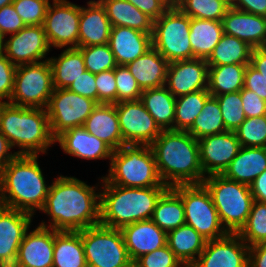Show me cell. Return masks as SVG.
Masks as SVG:
<instances>
[{
	"instance_id": "1",
	"label": "cell",
	"mask_w": 266,
	"mask_h": 267,
	"mask_svg": "<svg viewBox=\"0 0 266 267\" xmlns=\"http://www.w3.org/2000/svg\"><path fill=\"white\" fill-rule=\"evenodd\" d=\"M96 185H88L75 176L56 177L40 210L49 216V224L42 220L38 225L56 231H81L98 225L101 179Z\"/></svg>"
},
{
	"instance_id": "2",
	"label": "cell",
	"mask_w": 266,
	"mask_h": 267,
	"mask_svg": "<svg viewBox=\"0 0 266 267\" xmlns=\"http://www.w3.org/2000/svg\"><path fill=\"white\" fill-rule=\"evenodd\" d=\"M156 168L163 184H202V171L198 140L187 131L162 130L150 145Z\"/></svg>"
},
{
	"instance_id": "3",
	"label": "cell",
	"mask_w": 266,
	"mask_h": 267,
	"mask_svg": "<svg viewBox=\"0 0 266 267\" xmlns=\"http://www.w3.org/2000/svg\"><path fill=\"white\" fill-rule=\"evenodd\" d=\"M38 155H16L0 172V205L36 215L44 207L46 183Z\"/></svg>"
},
{
	"instance_id": "4",
	"label": "cell",
	"mask_w": 266,
	"mask_h": 267,
	"mask_svg": "<svg viewBox=\"0 0 266 267\" xmlns=\"http://www.w3.org/2000/svg\"><path fill=\"white\" fill-rule=\"evenodd\" d=\"M169 187L132 188L107 183L101 177L99 224L121 229L152 218L161 195Z\"/></svg>"
},
{
	"instance_id": "5",
	"label": "cell",
	"mask_w": 266,
	"mask_h": 267,
	"mask_svg": "<svg viewBox=\"0 0 266 267\" xmlns=\"http://www.w3.org/2000/svg\"><path fill=\"white\" fill-rule=\"evenodd\" d=\"M0 132L17 155H46L55 144L44 108L0 103Z\"/></svg>"
},
{
	"instance_id": "6",
	"label": "cell",
	"mask_w": 266,
	"mask_h": 267,
	"mask_svg": "<svg viewBox=\"0 0 266 267\" xmlns=\"http://www.w3.org/2000/svg\"><path fill=\"white\" fill-rule=\"evenodd\" d=\"M108 174L102 176L107 182L123 187H168L159 177L155 157L150 145H123L114 150Z\"/></svg>"
},
{
	"instance_id": "7",
	"label": "cell",
	"mask_w": 266,
	"mask_h": 267,
	"mask_svg": "<svg viewBox=\"0 0 266 267\" xmlns=\"http://www.w3.org/2000/svg\"><path fill=\"white\" fill-rule=\"evenodd\" d=\"M220 221L228 233H238L245 225L254 201L250 186L226 178L222 174L205 177Z\"/></svg>"
},
{
	"instance_id": "8",
	"label": "cell",
	"mask_w": 266,
	"mask_h": 267,
	"mask_svg": "<svg viewBox=\"0 0 266 267\" xmlns=\"http://www.w3.org/2000/svg\"><path fill=\"white\" fill-rule=\"evenodd\" d=\"M189 32L190 17L178 7H169L153 21L152 46L169 63L194 59Z\"/></svg>"
},
{
	"instance_id": "9",
	"label": "cell",
	"mask_w": 266,
	"mask_h": 267,
	"mask_svg": "<svg viewBox=\"0 0 266 267\" xmlns=\"http://www.w3.org/2000/svg\"><path fill=\"white\" fill-rule=\"evenodd\" d=\"M182 198L185 224L193 227L207 241L224 237L223 227L209 190L202 184L172 187Z\"/></svg>"
},
{
	"instance_id": "10",
	"label": "cell",
	"mask_w": 266,
	"mask_h": 267,
	"mask_svg": "<svg viewBox=\"0 0 266 267\" xmlns=\"http://www.w3.org/2000/svg\"><path fill=\"white\" fill-rule=\"evenodd\" d=\"M79 233L88 267H126L133 262L120 229L98 224Z\"/></svg>"
},
{
	"instance_id": "11",
	"label": "cell",
	"mask_w": 266,
	"mask_h": 267,
	"mask_svg": "<svg viewBox=\"0 0 266 267\" xmlns=\"http://www.w3.org/2000/svg\"><path fill=\"white\" fill-rule=\"evenodd\" d=\"M54 92L49 60L18 65L9 103L15 106L46 109Z\"/></svg>"
},
{
	"instance_id": "12",
	"label": "cell",
	"mask_w": 266,
	"mask_h": 267,
	"mask_svg": "<svg viewBox=\"0 0 266 267\" xmlns=\"http://www.w3.org/2000/svg\"><path fill=\"white\" fill-rule=\"evenodd\" d=\"M97 104L68 88L54 89L46 107L52 136L56 138L70 128L83 126Z\"/></svg>"
},
{
	"instance_id": "13",
	"label": "cell",
	"mask_w": 266,
	"mask_h": 267,
	"mask_svg": "<svg viewBox=\"0 0 266 267\" xmlns=\"http://www.w3.org/2000/svg\"><path fill=\"white\" fill-rule=\"evenodd\" d=\"M81 6L68 0H52L45 20L44 31L50 48H78Z\"/></svg>"
},
{
	"instance_id": "14",
	"label": "cell",
	"mask_w": 266,
	"mask_h": 267,
	"mask_svg": "<svg viewBox=\"0 0 266 267\" xmlns=\"http://www.w3.org/2000/svg\"><path fill=\"white\" fill-rule=\"evenodd\" d=\"M114 105L123 145H151L160 135L162 130L140 99L121 101Z\"/></svg>"
},
{
	"instance_id": "15",
	"label": "cell",
	"mask_w": 266,
	"mask_h": 267,
	"mask_svg": "<svg viewBox=\"0 0 266 267\" xmlns=\"http://www.w3.org/2000/svg\"><path fill=\"white\" fill-rule=\"evenodd\" d=\"M50 51L43 25L25 26L3 41L4 54L16 66L49 60Z\"/></svg>"
},
{
	"instance_id": "16",
	"label": "cell",
	"mask_w": 266,
	"mask_h": 267,
	"mask_svg": "<svg viewBox=\"0 0 266 267\" xmlns=\"http://www.w3.org/2000/svg\"><path fill=\"white\" fill-rule=\"evenodd\" d=\"M249 246L237 233L206 241L195 267H248Z\"/></svg>"
},
{
	"instance_id": "17",
	"label": "cell",
	"mask_w": 266,
	"mask_h": 267,
	"mask_svg": "<svg viewBox=\"0 0 266 267\" xmlns=\"http://www.w3.org/2000/svg\"><path fill=\"white\" fill-rule=\"evenodd\" d=\"M198 144L205 177L223 174L241 148L235 132L232 131L202 137L198 139Z\"/></svg>"
},
{
	"instance_id": "18",
	"label": "cell",
	"mask_w": 266,
	"mask_h": 267,
	"mask_svg": "<svg viewBox=\"0 0 266 267\" xmlns=\"http://www.w3.org/2000/svg\"><path fill=\"white\" fill-rule=\"evenodd\" d=\"M34 215L0 205V265L13 267L18 248L31 228Z\"/></svg>"
},
{
	"instance_id": "19",
	"label": "cell",
	"mask_w": 266,
	"mask_h": 267,
	"mask_svg": "<svg viewBox=\"0 0 266 267\" xmlns=\"http://www.w3.org/2000/svg\"><path fill=\"white\" fill-rule=\"evenodd\" d=\"M206 59L194 58L170 62L165 87L177 98L208 87Z\"/></svg>"
},
{
	"instance_id": "20",
	"label": "cell",
	"mask_w": 266,
	"mask_h": 267,
	"mask_svg": "<svg viewBox=\"0 0 266 267\" xmlns=\"http://www.w3.org/2000/svg\"><path fill=\"white\" fill-rule=\"evenodd\" d=\"M53 251L54 229L38 225L25 233L13 267H52Z\"/></svg>"
},
{
	"instance_id": "21",
	"label": "cell",
	"mask_w": 266,
	"mask_h": 267,
	"mask_svg": "<svg viewBox=\"0 0 266 267\" xmlns=\"http://www.w3.org/2000/svg\"><path fill=\"white\" fill-rule=\"evenodd\" d=\"M64 154L84 160H110L113 149L85 130L83 126L70 128L55 138Z\"/></svg>"
},
{
	"instance_id": "22",
	"label": "cell",
	"mask_w": 266,
	"mask_h": 267,
	"mask_svg": "<svg viewBox=\"0 0 266 267\" xmlns=\"http://www.w3.org/2000/svg\"><path fill=\"white\" fill-rule=\"evenodd\" d=\"M222 26L224 34L237 37L252 48L266 47V17L229 7Z\"/></svg>"
},
{
	"instance_id": "23",
	"label": "cell",
	"mask_w": 266,
	"mask_h": 267,
	"mask_svg": "<svg viewBox=\"0 0 266 267\" xmlns=\"http://www.w3.org/2000/svg\"><path fill=\"white\" fill-rule=\"evenodd\" d=\"M120 230L133 262L141 255L153 252L167 244V233L151 219L126 225Z\"/></svg>"
},
{
	"instance_id": "24",
	"label": "cell",
	"mask_w": 266,
	"mask_h": 267,
	"mask_svg": "<svg viewBox=\"0 0 266 267\" xmlns=\"http://www.w3.org/2000/svg\"><path fill=\"white\" fill-rule=\"evenodd\" d=\"M81 6L78 47L108 44L112 25L99 0H89Z\"/></svg>"
},
{
	"instance_id": "25",
	"label": "cell",
	"mask_w": 266,
	"mask_h": 267,
	"mask_svg": "<svg viewBox=\"0 0 266 267\" xmlns=\"http://www.w3.org/2000/svg\"><path fill=\"white\" fill-rule=\"evenodd\" d=\"M108 44L117 65H127L152 47V34L125 26H112Z\"/></svg>"
},
{
	"instance_id": "26",
	"label": "cell",
	"mask_w": 266,
	"mask_h": 267,
	"mask_svg": "<svg viewBox=\"0 0 266 267\" xmlns=\"http://www.w3.org/2000/svg\"><path fill=\"white\" fill-rule=\"evenodd\" d=\"M83 127L113 150H118L123 146L117 109L114 104H97L87 117Z\"/></svg>"
},
{
	"instance_id": "27",
	"label": "cell",
	"mask_w": 266,
	"mask_h": 267,
	"mask_svg": "<svg viewBox=\"0 0 266 267\" xmlns=\"http://www.w3.org/2000/svg\"><path fill=\"white\" fill-rule=\"evenodd\" d=\"M168 65L169 62L152 46L126 66L143 91L165 86Z\"/></svg>"
},
{
	"instance_id": "28",
	"label": "cell",
	"mask_w": 266,
	"mask_h": 267,
	"mask_svg": "<svg viewBox=\"0 0 266 267\" xmlns=\"http://www.w3.org/2000/svg\"><path fill=\"white\" fill-rule=\"evenodd\" d=\"M265 170L266 147H241L222 175L250 186Z\"/></svg>"
},
{
	"instance_id": "29",
	"label": "cell",
	"mask_w": 266,
	"mask_h": 267,
	"mask_svg": "<svg viewBox=\"0 0 266 267\" xmlns=\"http://www.w3.org/2000/svg\"><path fill=\"white\" fill-rule=\"evenodd\" d=\"M52 267H88L79 231L54 230Z\"/></svg>"
},
{
	"instance_id": "30",
	"label": "cell",
	"mask_w": 266,
	"mask_h": 267,
	"mask_svg": "<svg viewBox=\"0 0 266 267\" xmlns=\"http://www.w3.org/2000/svg\"><path fill=\"white\" fill-rule=\"evenodd\" d=\"M206 239L186 224L167 232L166 243L183 265L194 264L204 250Z\"/></svg>"
},
{
	"instance_id": "31",
	"label": "cell",
	"mask_w": 266,
	"mask_h": 267,
	"mask_svg": "<svg viewBox=\"0 0 266 267\" xmlns=\"http://www.w3.org/2000/svg\"><path fill=\"white\" fill-rule=\"evenodd\" d=\"M112 26H125L153 33V20L127 0H99Z\"/></svg>"
},
{
	"instance_id": "32",
	"label": "cell",
	"mask_w": 266,
	"mask_h": 267,
	"mask_svg": "<svg viewBox=\"0 0 266 267\" xmlns=\"http://www.w3.org/2000/svg\"><path fill=\"white\" fill-rule=\"evenodd\" d=\"M140 100L161 130H173L176 97L165 86L143 90Z\"/></svg>"
},
{
	"instance_id": "33",
	"label": "cell",
	"mask_w": 266,
	"mask_h": 267,
	"mask_svg": "<svg viewBox=\"0 0 266 267\" xmlns=\"http://www.w3.org/2000/svg\"><path fill=\"white\" fill-rule=\"evenodd\" d=\"M222 21L190 18V44L195 58L207 59L223 35Z\"/></svg>"
},
{
	"instance_id": "34",
	"label": "cell",
	"mask_w": 266,
	"mask_h": 267,
	"mask_svg": "<svg viewBox=\"0 0 266 267\" xmlns=\"http://www.w3.org/2000/svg\"><path fill=\"white\" fill-rule=\"evenodd\" d=\"M54 89L68 86L86 70L83 54L78 48H63L58 57H49Z\"/></svg>"
},
{
	"instance_id": "35",
	"label": "cell",
	"mask_w": 266,
	"mask_h": 267,
	"mask_svg": "<svg viewBox=\"0 0 266 267\" xmlns=\"http://www.w3.org/2000/svg\"><path fill=\"white\" fill-rule=\"evenodd\" d=\"M151 220L166 233L185 224L182 198L172 187L157 201Z\"/></svg>"
},
{
	"instance_id": "36",
	"label": "cell",
	"mask_w": 266,
	"mask_h": 267,
	"mask_svg": "<svg viewBox=\"0 0 266 267\" xmlns=\"http://www.w3.org/2000/svg\"><path fill=\"white\" fill-rule=\"evenodd\" d=\"M248 64L209 66L207 90L211 96L240 91L244 87Z\"/></svg>"
},
{
	"instance_id": "37",
	"label": "cell",
	"mask_w": 266,
	"mask_h": 267,
	"mask_svg": "<svg viewBox=\"0 0 266 267\" xmlns=\"http://www.w3.org/2000/svg\"><path fill=\"white\" fill-rule=\"evenodd\" d=\"M253 48L245 41L232 35L223 34L210 56L208 66L226 64H250Z\"/></svg>"
},
{
	"instance_id": "38",
	"label": "cell",
	"mask_w": 266,
	"mask_h": 267,
	"mask_svg": "<svg viewBox=\"0 0 266 267\" xmlns=\"http://www.w3.org/2000/svg\"><path fill=\"white\" fill-rule=\"evenodd\" d=\"M211 96L207 89L176 98L173 130L188 131Z\"/></svg>"
},
{
	"instance_id": "39",
	"label": "cell",
	"mask_w": 266,
	"mask_h": 267,
	"mask_svg": "<svg viewBox=\"0 0 266 267\" xmlns=\"http://www.w3.org/2000/svg\"><path fill=\"white\" fill-rule=\"evenodd\" d=\"M187 132L197 140L208 135L226 132L219 102L215 96H210L206 100L201 113Z\"/></svg>"
},
{
	"instance_id": "40",
	"label": "cell",
	"mask_w": 266,
	"mask_h": 267,
	"mask_svg": "<svg viewBox=\"0 0 266 267\" xmlns=\"http://www.w3.org/2000/svg\"><path fill=\"white\" fill-rule=\"evenodd\" d=\"M237 234L249 247L266 243V203L253 201L247 221Z\"/></svg>"
},
{
	"instance_id": "41",
	"label": "cell",
	"mask_w": 266,
	"mask_h": 267,
	"mask_svg": "<svg viewBox=\"0 0 266 267\" xmlns=\"http://www.w3.org/2000/svg\"><path fill=\"white\" fill-rule=\"evenodd\" d=\"M190 18L222 21L229 6L223 0H179L177 6Z\"/></svg>"
},
{
	"instance_id": "42",
	"label": "cell",
	"mask_w": 266,
	"mask_h": 267,
	"mask_svg": "<svg viewBox=\"0 0 266 267\" xmlns=\"http://www.w3.org/2000/svg\"><path fill=\"white\" fill-rule=\"evenodd\" d=\"M83 54L86 70L97 74L117 67L115 57L109 44L78 47Z\"/></svg>"
},
{
	"instance_id": "43",
	"label": "cell",
	"mask_w": 266,
	"mask_h": 267,
	"mask_svg": "<svg viewBox=\"0 0 266 267\" xmlns=\"http://www.w3.org/2000/svg\"><path fill=\"white\" fill-rule=\"evenodd\" d=\"M234 132L241 147H266V115L246 118Z\"/></svg>"
},
{
	"instance_id": "44",
	"label": "cell",
	"mask_w": 266,
	"mask_h": 267,
	"mask_svg": "<svg viewBox=\"0 0 266 267\" xmlns=\"http://www.w3.org/2000/svg\"><path fill=\"white\" fill-rule=\"evenodd\" d=\"M215 97L219 102L226 131L234 132L246 119L242 108L241 90Z\"/></svg>"
},
{
	"instance_id": "45",
	"label": "cell",
	"mask_w": 266,
	"mask_h": 267,
	"mask_svg": "<svg viewBox=\"0 0 266 267\" xmlns=\"http://www.w3.org/2000/svg\"><path fill=\"white\" fill-rule=\"evenodd\" d=\"M52 0H13L15 11L26 26L43 25Z\"/></svg>"
},
{
	"instance_id": "46",
	"label": "cell",
	"mask_w": 266,
	"mask_h": 267,
	"mask_svg": "<svg viewBox=\"0 0 266 267\" xmlns=\"http://www.w3.org/2000/svg\"><path fill=\"white\" fill-rule=\"evenodd\" d=\"M115 80L117 87V103L121 101L139 100L142 89L126 65H117L115 68Z\"/></svg>"
},
{
	"instance_id": "47",
	"label": "cell",
	"mask_w": 266,
	"mask_h": 267,
	"mask_svg": "<svg viewBox=\"0 0 266 267\" xmlns=\"http://www.w3.org/2000/svg\"><path fill=\"white\" fill-rule=\"evenodd\" d=\"M134 263L137 267H182L183 264L176 257L174 252L165 246L154 250L153 252L146 253L137 258Z\"/></svg>"
},
{
	"instance_id": "48",
	"label": "cell",
	"mask_w": 266,
	"mask_h": 267,
	"mask_svg": "<svg viewBox=\"0 0 266 267\" xmlns=\"http://www.w3.org/2000/svg\"><path fill=\"white\" fill-rule=\"evenodd\" d=\"M95 82L98 91V104L117 103L115 69L95 74Z\"/></svg>"
},
{
	"instance_id": "49",
	"label": "cell",
	"mask_w": 266,
	"mask_h": 267,
	"mask_svg": "<svg viewBox=\"0 0 266 267\" xmlns=\"http://www.w3.org/2000/svg\"><path fill=\"white\" fill-rule=\"evenodd\" d=\"M17 66L0 52V103H9L14 89Z\"/></svg>"
},
{
	"instance_id": "50",
	"label": "cell",
	"mask_w": 266,
	"mask_h": 267,
	"mask_svg": "<svg viewBox=\"0 0 266 267\" xmlns=\"http://www.w3.org/2000/svg\"><path fill=\"white\" fill-rule=\"evenodd\" d=\"M25 26L12 4L0 9V34L3 38L19 32Z\"/></svg>"
},
{
	"instance_id": "51",
	"label": "cell",
	"mask_w": 266,
	"mask_h": 267,
	"mask_svg": "<svg viewBox=\"0 0 266 267\" xmlns=\"http://www.w3.org/2000/svg\"><path fill=\"white\" fill-rule=\"evenodd\" d=\"M68 89L76 94L88 97L98 103V91L95 82V74L85 70L81 76L75 79Z\"/></svg>"
},
{
	"instance_id": "52",
	"label": "cell",
	"mask_w": 266,
	"mask_h": 267,
	"mask_svg": "<svg viewBox=\"0 0 266 267\" xmlns=\"http://www.w3.org/2000/svg\"><path fill=\"white\" fill-rule=\"evenodd\" d=\"M242 108L246 118L266 115V101L244 87L241 89Z\"/></svg>"
},
{
	"instance_id": "53",
	"label": "cell",
	"mask_w": 266,
	"mask_h": 267,
	"mask_svg": "<svg viewBox=\"0 0 266 267\" xmlns=\"http://www.w3.org/2000/svg\"><path fill=\"white\" fill-rule=\"evenodd\" d=\"M244 88L256 92L259 97L266 101V80L250 64L246 66Z\"/></svg>"
},
{
	"instance_id": "54",
	"label": "cell",
	"mask_w": 266,
	"mask_h": 267,
	"mask_svg": "<svg viewBox=\"0 0 266 267\" xmlns=\"http://www.w3.org/2000/svg\"><path fill=\"white\" fill-rule=\"evenodd\" d=\"M153 21L159 19L169 8L161 0H127Z\"/></svg>"
},
{
	"instance_id": "55",
	"label": "cell",
	"mask_w": 266,
	"mask_h": 267,
	"mask_svg": "<svg viewBox=\"0 0 266 267\" xmlns=\"http://www.w3.org/2000/svg\"><path fill=\"white\" fill-rule=\"evenodd\" d=\"M230 7L266 17V0H231Z\"/></svg>"
},
{
	"instance_id": "56",
	"label": "cell",
	"mask_w": 266,
	"mask_h": 267,
	"mask_svg": "<svg viewBox=\"0 0 266 267\" xmlns=\"http://www.w3.org/2000/svg\"><path fill=\"white\" fill-rule=\"evenodd\" d=\"M248 267H266V243L250 246Z\"/></svg>"
},
{
	"instance_id": "57",
	"label": "cell",
	"mask_w": 266,
	"mask_h": 267,
	"mask_svg": "<svg viewBox=\"0 0 266 267\" xmlns=\"http://www.w3.org/2000/svg\"><path fill=\"white\" fill-rule=\"evenodd\" d=\"M250 191L255 201L266 203V170L250 184Z\"/></svg>"
},
{
	"instance_id": "58",
	"label": "cell",
	"mask_w": 266,
	"mask_h": 267,
	"mask_svg": "<svg viewBox=\"0 0 266 267\" xmlns=\"http://www.w3.org/2000/svg\"><path fill=\"white\" fill-rule=\"evenodd\" d=\"M250 65L259 71L266 80V47L253 48Z\"/></svg>"
},
{
	"instance_id": "59",
	"label": "cell",
	"mask_w": 266,
	"mask_h": 267,
	"mask_svg": "<svg viewBox=\"0 0 266 267\" xmlns=\"http://www.w3.org/2000/svg\"><path fill=\"white\" fill-rule=\"evenodd\" d=\"M11 149L8 140L0 132V172L17 155Z\"/></svg>"
},
{
	"instance_id": "60",
	"label": "cell",
	"mask_w": 266,
	"mask_h": 267,
	"mask_svg": "<svg viewBox=\"0 0 266 267\" xmlns=\"http://www.w3.org/2000/svg\"><path fill=\"white\" fill-rule=\"evenodd\" d=\"M164 2L168 7H177L179 4V0H161Z\"/></svg>"
},
{
	"instance_id": "61",
	"label": "cell",
	"mask_w": 266,
	"mask_h": 267,
	"mask_svg": "<svg viewBox=\"0 0 266 267\" xmlns=\"http://www.w3.org/2000/svg\"><path fill=\"white\" fill-rule=\"evenodd\" d=\"M13 0H0V9L4 6L12 4Z\"/></svg>"
},
{
	"instance_id": "62",
	"label": "cell",
	"mask_w": 266,
	"mask_h": 267,
	"mask_svg": "<svg viewBox=\"0 0 266 267\" xmlns=\"http://www.w3.org/2000/svg\"><path fill=\"white\" fill-rule=\"evenodd\" d=\"M3 41H4V38L0 34V52L3 51Z\"/></svg>"
},
{
	"instance_id": "63",
	"label": "cell",
	"mask_w": 266,
	"mask_h": 267,
	"mask_svg": "<svg viewBox=\"0 0 266 267\" xmlns=\"http://www.w3.org/2000/svg\"><path fill=\"white\" fill-rule=\"evenodd\" d=\"M126 267H137V265H136L134 262H132L131 264H129V265L126 266Z\"/></svg>"
},
{
	"instance_id": "64",
	"label": "cell",
	"mask_w": 266,
	"mask_h": 267,
	"mask_svg": "<svg viewBox=\"0 0 266 267\" xmlns=\"http://www.w3.org/2000/svg\"><path fill=\"white\" fill-rule=\"evenodd\" d=\"M182 267H195L194 264L183 265Z\"/></svg>"
},
{
	"instance_id": "65",
	"label": "cell",
	"mask_w": 266,
	"mask_h": 267,
	"mask_svg": "<svg viewBox=\"0 0 266 267\" xmlns=\"http://www.w3.org/2000/svg\"><path fill=\"white\" fill-rule=\"evenodd\" d=\"M229 7H230V1L231 0H223Z\"/></svg>"
}]
</instances>
